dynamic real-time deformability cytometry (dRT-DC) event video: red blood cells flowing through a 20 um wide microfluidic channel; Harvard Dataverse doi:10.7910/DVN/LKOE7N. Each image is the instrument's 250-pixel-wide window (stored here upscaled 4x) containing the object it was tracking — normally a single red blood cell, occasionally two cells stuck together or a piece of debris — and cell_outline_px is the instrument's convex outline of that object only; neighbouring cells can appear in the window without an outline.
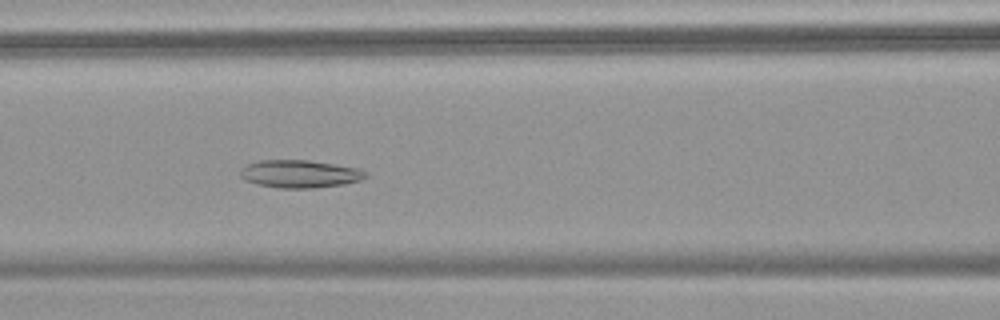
{"species": "common noctule bat (a hibernating species)", "species_latin": "Nyctalus noctula", "temperature_condition": "warm", "stored_images_in_passage": 55, "camera_frame_rate_fps": 3000, "um_per_image_px": 0.085, "animal": {"sex": "female", "body_mass_g": 18.4}, "frame": {"image": 1, "passage_image": 25, "time_ms": 8.0, "image_size_px": [1000, 320], "cell_outline_px": [[368, 176], [360, 180], [344, 184], [316, 188], [276, 188], [256, 184], [244, 180], [240, 176], [240, 172], [248, 164], [260, 160], [308, 160], [356, 168], [368, 172]], "centroid_in_image_um": [25.48, 14.79], "position_along_channel_um": 141.1, "area_um2": 20.23}}
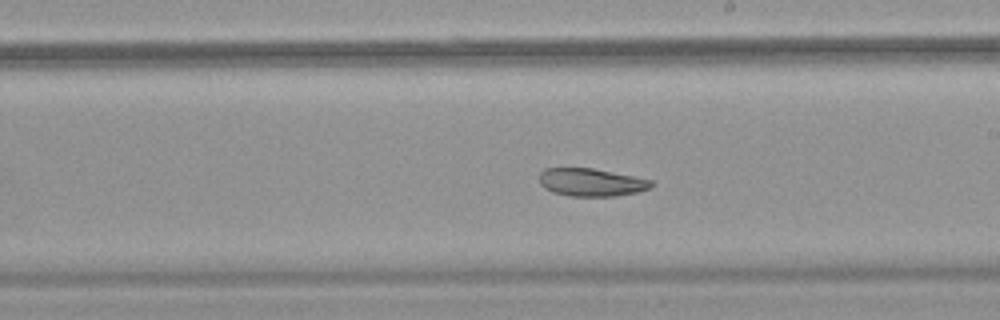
{"frame": {"image": 2, "passage_image": 33, "time_ms": 10.667, "image_size_px": [1000, 320], "cell_outline_px": [[656, 184], [652, 188], [640, 192], [616, 196], [568, 196], [552, 192], [544, 188], [540, 184], [540, 172], [544, 168], [592, 168], [652, 180]], "centroid_in_image_um": [50.28, 15.51], "position_along_channel_um": 238.7, "area_um2": 18.38}}
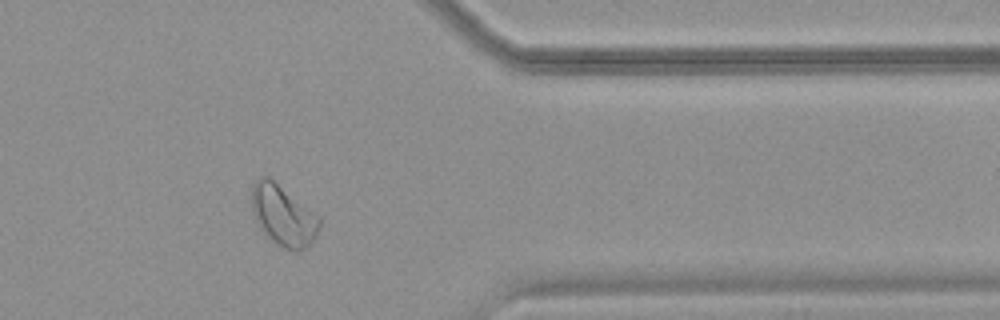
{"frame": {"image": 3, "passage_image": 46, "time_ms": 15.0, "image_size_px": [1000, 320], "cell_outline_px": [[320, 228], [316, 236], [304, 248], [296, 252], [284, 248], [268, 236], [264, 232], [256, 220], [252, 212], [252, 184], [260, 176], [268, 176], [320, 216]], "centroid_in_image_um": [24.08, 18.29], "position_along_channel_um": 387.3, "area_um2": 23.64}, "authors_computed_cell_mechanics": {"area_um2": 24.4494, "velocity_mm_per_s": 3.6881, "shape_relaxation_time_tau1_ms": null, "shape_relaxation_time_tau2_ms": 3.6156, "deformation_change_tau1": null, "deformation_change_tau2": 0.0841}}